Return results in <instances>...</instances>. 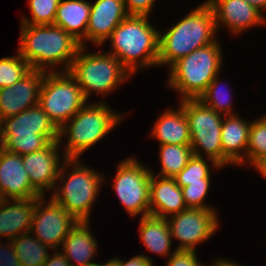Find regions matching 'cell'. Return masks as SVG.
<instances>
[{
    "label": "cell",
    "mask_w": 266,
    "mask_h": 266,
    "mask_svg": "<svg viewBox=\"0 0 266 266\" xmlns=\"http://www.w3.org/2000/svg\"><path fill=\"white\" fill-rule=\"evenodd\" d=\"M21 26L18 53L29 63L31 69L48 72L45 68L62 63L65 66L62 72L70 70L82 47L78 40L56 25Z\"/></svg>",
    "instance_id": "cell-1"
},
{
    "label": "cell",
    "mask_w": 266,
    "mask_h": 266,
    "mask_svg": "<svg viewBox=\"0 0 266 266\" xmlns=\"http://www.w3.org/2000/svg\"><path fill=\"white\" fill-rule=\"evenodd\" d=\"M216 31L212 8L208 3H202L167 33H159L158 65L171 66L194 50L215 42Z\"/></svg>",
    "instance_id": "cell-2"
},
{
    "label": "cell",
    "mask_w": 266,
    "mask_h": 266,
    "mask_svg": "<svg viewBox=\"0 0 266 266\" xmlns=\"http://www.w3.org/2000/svg\"><path fill=\"white\" fill-rule=\"evenodd\" d=\"M148 16L128 15L111 33L112 49L109 52L130 72L138 66L158 65L159 31L149 22ZM141 59L140 62H137ZM140 63V64H139Z\"/></svg>",
    "instance_id": "cell-3"
},
{
    "label": "cell",
    "mask_w": 266,
    "mask_h": 266,
    "mask_svg": "<svg viewBox=\"0 0 266 266\" xmlns=\"http://www.w3.org/2000/svg\"><path fill=\"white\" fill-rule=\"evenodd\" d=\"M59 141V129L39 105L1 120L0 146L26 155Z\"/></svg>",
    "instance_id": "cell-4"
},
{
    "label": "cell",
    "mask_w": 266,
    "mask_h": 266,
    "mask_svg": "<svg viewBox=\"0 0 266 266\" xmlns=\"http://www.w3.org/2000/svg\"><path fill=\"white\" fill-rule=\"evenodd\" d=\"M217 40L198 48L170 66L169 86L183 99H198L220 72L222 56Z\"/></svg>",
    "instance_id": "cell-5"
},
{
    "label": "cell",
    "mask_w": 266,
    "mask_h": 266,
    "mask_svg": "<svg viewBox=\"0 0 266 266\" xmlns=\"http://www.w3.org/2000/svg\"><path fill=\"white\" fill-rule=\"evenodd\" d=\"M122 117L102 103L84 105L59 129V142L68 134V145L64 159H77L81 154L100 141L121 121ZM67 125V126H66Z\"/></svg>",
    "instance_id": "cell-6"
},
{
    "label": "cell",
    "mask_w": 266,
    "mask_h": 266,
    "mask_svg": "<svg viewBox=\"0 0 266 266\" xmlns=\"http://www.w3.org/2000/svg\"><path fill=\"white\" fill-rule=\"evenodd\" d=\"M85 48L79 49L68 72L76 79L86 100L91 91L108 94L130 76V72L112 54H84Z\"/></svg>",
    "instance_id": "cell-7"
},
{
    "label": "cell",
    "mask_w": 266,
    "mask_h": 266,
    "mask_svg": "<svg viewBox=\"0 0 266 266\" xmlns=\"http://www.w3.org/2000/svg\"><path fill=\"white\" fill-rule=\"evenodd\" d=\"M50 71L45 72L38 105L60 129L86 104V99L69 72Z\"/></svg>",
    "instance_id": "cell-8"
},
{
    "label": "cell",
    "mask_w": 266,
    "mask_h": 266,
    "mask_svg": "<svg viewBox=\"0 0 266 266\" xmlns=\"http://www.w3.org/2000/svg\"><path fill=\"white\" fill-rule=\"evenodd\" d=\"M180 103L188 120L193 155L203 157L199 153L202 149L206 152L207 159L214 165L213 167H223L222 115L198 99H183Z\"/></svg>",
    "instance_id": "cell-9"
},
{
    "label": "cell",
    "mask_w": 266,
    "mask_h": 266,
    "mask_svg": "<svg viewBox=\"0 0 266 266\" xmlns=\"http://www.w3.org/2000/svg\"><path fill=\"white\" fill-rule=\"evenodd\" d=\"M77 160L69 159V165H74L73 171L64 186L56 189L51 198L78 221H88L91 205L98 195L103 178Z\"/></svg>",
    "instance_id": "cell-10"
},
{
    "label": "cell",
    "mask_w": 266,
    "mask_h": 266,
    "mask_svg": "<svg viewBox=\"0 0 266 266\" xmlns=\"http://www.w3.org/2000/svg\"><path fill=\"white\" fill-rule=\"evenodd\" d=\"M152 171L134 158L121 161L118 165L113 188L122 205L131 216L143 212L150 215V178Z\"/></svg>",
    "instance_id": "cell-11"
},
{
    "label": "cell",
    "mask_w": 266,
    "mask_h": 266,
    "mask_svg": "<svg viewBox=\"0 0 266 266\" xmlns=\"http://www.w3.org/2000/svg\"><path fill=\"white\" fill-rule=\"evenodd\" d=\"M213 209L187 208L167 219L171 237L181 241L176 250H195L198 243L208 240L218 228Z\"/></svg>",
    "instance_id": "cell-12"
},
{
    "label": "cell",
    "mask_w": 266,
    "mask_h": 266,
    "mask_svg": "<svg viewBox=\"0 0 266 266\" xmlns=\"http://www.w3.org/2000/svg\"><path fill=\"white\" fill-rule=\"evenodd\" d=\"M43 198H36L30 233L56 251L78 220L52 198L47 205Z\"/></svg>",
    "instance_id": "cell-13"
},
{
    "label": "cell",
    "mask_w": 266,
    "mask_h": 266,
    "mask_svg": "<svg viewBox=\"0 0 266 266\" xmlns=\"http://www.w3.org/2000/svg\"><path fill=\"white\" fill-rule=\"evenodd\" d=\"M60 142H52L47 148L40 151L22 155L23 166L29 175L32 188L40 195L44 196V189L55 190L57 179L64 181L65 166L68 167L69 159H65L64 166H60L58 148ZM63 167V169H62Z\"/></svg>",
    "instance_id": "cell-14"
},
{
    "label": "cell",
    "mask_w": 266,
    "mask_h": 266,
    "mask_svg": "<svg viewBox=\"0 0 266 266\" xmlns=\"http://www.w3.org/2000/svg\"><path fill=\"white\" fill-rule=\"evenodd\" d=\"M44 71L32 69L20 81L0 88V119L17 115L38 105Z\"/></svg>",
    "instance_id": "cell-15"
},
{
    "label": "cell",
    "mask_w": 266,
    "mask_h": 266,
    "mask_svg": "<svg viewBox=\"0 0 266 266\" xmlns=\"http://www.w3.org/2000/svg\"><path fill=\"white\" fill-rule=\"evenodd\" d=\"M0 196L3 200L39 198L23 166L22 155L0 146ZM9 197V198H8Z\"/></svg>",
    "instance_id": "cell-16"
},
{
    "label": "cell",
    "mask_w": 266,
    "mask_h": 266,
    "mask_svg": "<svg viewBox=\"0 0 266 266\" xmlns=\"http://www.w3.org/2000/svg\"><path fill=\"white\" fill-rule=\"evenodd\" d=\"M127 16L124 0H97L91 3L86 40L101 45Z\"/></svg>",
    "instance_id": "cell-17"
},
{
    "label": "cell",
    "mask_w": 266,
    "mask_h": 266,
    "mask_svg": "<svg viewBox=\"0 0 266 266\" xmlns=\"http://www.w3.org/2000/svg\"><path fill=\"white\" fill-rule=\"evenodd\" d=\"M216 28L223 23L237 34L254 25L266 23L261 12L245 0H208Z\"/></svg>",
    "instance_id": "cell-18"
},
{
    "label": "cell",
    "mask_w": 266,
    "mask_h": 266,
    "mask_svg": "<svg viewBox=\"0 0 266 266\" xmlns=\"http://www.w3.org/2000/svg\"><path fill=\"white\" fill-rule=\"evenodd\" d=\"M154 176L150 178V215L168 218L187 209L182 189L174 178Z\"/></svg>",
    "instance_id": "cell-19"
},
{
    "label": "cell",
    "mask_w": 266,
    "mask_h": 266,
    "mask_svg": "<svg viewBox=\"0 0 266 266\" xmlns=\"http://www.w3.org/2000/svg\"><path fill=\"white\" fill-rule=\"evenodd\" d=\"M12 201L15 202L13 205L9 203ZM12 201L0 200V236H7L8 241L30 233L36 198Z\"/></svg>",
    "instance_id": "cell-20"
},
{
    "label": "cell",
    "mask_w": 266,
    "mask_h": 266,
    "mask_svg": "<svg viewBox=\"0 0 266 266\" xmlns=\"http://www.w3.org/2000/svg\"><path fill=\"white\" fill-rule=\"evenodd\" d=\"M251 123L245 122L237 115H226L221 125V146L223 151V165L234 163L242 165L246 157L249 129ZM245 150V154L240 151ZM245 155V156H244Z\"/></svg>",
    "instance_id": "cell-21"
},
{
    "label": "cell",
    "mask_w": 266,
    "mask_h": 266,
    "mask_svg": "<svg viewBox=\"0 0 266 266\" xmlns=\"http://www.w3.org/2000/svg\"><path fill=\"white\" fill-rule=\"evenodd\" d=\"M90 8L91 3L83 0H60L53 25L61 27L85 46L83 40L86 41Z\"/></svg>",
    "instance_id": "cell-22"
},
{
    "label": "cell",
    "mask_w": 266,
    "mask_h": 266,
    "mask_svg": "<svg viewBox=\"0 0 266 266\" xmlns=\"http://www.w3.org/2000/svg\"><path fill=\"white\" fill-rule=\"evenodd\" d=\"M88 225V221H78L62 242L63 255L70 262L71 266H90L96 264L91 262L90 259L98 247H96V240L89 231Z\"/></svg>",
    "instance_id": "cell-23"
},
{
    "label": "cell",
    "mask_w": 266,
    "mask_h": 266,
    "mask_svg": "<svg viewBox=\"0 0 266 266\" xmlns=\"http://www.w3.org/2000/svg\"><path fill=\"white\" fill-rule=\"evenodd\" d=\"M152 135L163 144L191 145L188 120L182 106L167 110L154 124Z\"/></svg>",
    "instance_id": "cell-24"
},
{
    "label": "cell",
    "mask_w": 266,
    "mask_h": 266,
    "mask_svg": "<svg viewBox=\"0 0 266 266\" xmlns=\"http://www.w3.org/2000/svg\"><path fill=\"white\" fill-rule=\"evenodd\" d=\"M140 219V238L147 249L158 255L167 256L172 244L167 218L148 215Z\"/></svg>",
    "instance_id": "cell-25"
},
{
    "label": "cell",
    "mask_w": 266,
    "mask_h": 266,
    "mask_svg": "<svg viewBox=\"0 0 266 266\" xmlns=\"http://www.w3.org/2000/svg\"><path fill=\"white\" fill-rule=\"evenodd\" d=\"M30 233L21 234L11 242L22 266H43L49 258L48 250L51 247L43 244L37 238L29 236Z\"/></svg>",
    "instance_id": "cell-26"
},
{
    "label": "cell",
    "mask_w": 266,
    "mask_h": 266,
    "mask_svg": "<svg viewBox=\"0 0 266 266\" xmlns=\"http://www.w3.org/2000/svg\"><path fill=\"white\" fill-rule=\"evenodd\" d=\"M160 163L162 166L159 177L174 178L193 156L190 145H160Z\"/></svg>",
    "instance_id": "cell-27"
},
{
    "label": "cell",
    "mask_w": 266,
    "mask_h": 266,
    "mask_svg": "<svg viewBox=\"0 0 266 266\" xmlns=\"http://www.w3.org/2000/svg\"><path fill=\"white\" fill-rule=\"evenodd\" d=\"M266 158V117L251 122L245 160L255 166Z\"/></svg>",
    "instance_id": "cell-28"
},
{
    "label": "cell",
    "mask_w": 266,
    "mask_h": 266,
    "mask_svg": "<svg viewBox=\"0 0 266 266\" xmlns=\"http://www.w3.org/2000/svg\"><path fill=\"white\" fill-rule=\"evenodd\" d=\"M29 63L18 53L17 56L0 59V88L11 86L31 71Z\"/></svg>",
    "instance_id": "cell-29"
},
{
    "label": "cell",
    "mask_w": 266,
    "mask_h": 266,
    "mask_svg": "<svg viewBox=\"0 0 266 266\" xmlns=\"http://www.w3.org/2000/svg\"><path fill=\"white\" fill-rule=\"evenodd\" d=\"M60 0H29L32 19L23 17L21 24L53 25Z\"/></svg>",
    "instance_id": "cell-30"
},
{
    "label": "cell",
    "mask_w": 266,
    "mask_h": 266,
    "mask_svg": "<svg viewBox=\"0 0 266 266\" xmlns=\"http://www.w3.org/2000/svg\"><path fill=\"white\" fill-rule=\"evenodd\" d=\"M174 179L181 188L190 183L202 182V179H210L209 166L203 157L193 155Z\"/></svg>",
    "instance_id": "cell-31"
},
{
    "label": "cell",
    "mask_w": 266,
    "mask_h": 266,
    "mask_svg": "<svg viewBox=\"0 0 266 266\" xmlns=\"http://www.w3.org/2000/svg\"><path fill=\"white\" fill-rule=\"evenodd\" d=\"M218 82L216 75L206 90L199 96L198 100L217 113L220 112L222 114L221 111H223L226 115H232L231 103H229L230 97L226 91H221Z\"/></svg>",
    "instance_id": "cell-32"
},
{
    "label": "cell",
    "mask_w": 266,
    "mask_h": 266,
    "mask_svg": "<svg viewBox=\"0 0 266 266\" xmlns=\"http://www.w3.org/2000/svg\"><path fill=\"white\" fill-rule=\"evenodd\" d=\"M209 186L210 179H202V182L190 183L188 186L182 187L183 198L187 208L213 209L203 203Z\"/></svg>",
    "instance_id": "cell-33"
},
{
    "label": "cell",
    "mask_w": 266,
    "mask_h": 266,
    "mask_svg": "<svg viewBox=\"0 0 266 266\" xmlns=\"http://www.w3.org/2000/svg\"><path fill=\"white\" fill-rule=\"evenodd\" d=\"M199 264L195 250H175L169 256L166 266H201Z\"/></svg>",
    "instance_id": "cell-34"
},
{
    "label": "cell",
    "mask_w": 266,
    "mask_h": 266,
    "mask_svg": "<svg viewBox=\"0 0 266 266\" xmlns=\"http://www.w3.org/2000/svg\"><path fill=\"white\" fill-rule=\"evenodd\" d=\"M154 0H124V6L128 15L148 16Z\"/></svg>",
    "instance_id": "cell-35"
},
{
    "label": "cell",
    "mask_w": 266,
    "mask_h": 266,
    "mask_svg": "<svg viewBox=\"0 0 266 266\" xmlns=\"http://www.w3.org/2000/svg\"><path fill=\"white\" fill-rule=\"evenodd\" d=\"M8 248H1L2 244L0 243V266H22L18 256L15 254L12 242H7Z\"/></svg>",
    "instance_id": "cell-36"
},
{
    "label": "cell",
    "mask_w": 266,
    "mask_h": 266,
    "mask_svg": "<svg viewBox=\"0 0 266 266\" xmlns=\"http://www.w3.org/2000/svg\"><path fill=\"white\" fill-rule=\"evenodd\" d=\"M114 266H152V261L145 255H136L129 261H122L119 258L109 260Z\"/></svg>",
    "instance_id": "cell-37"
},
{
    "label": "cell",
    "mask_w": 266,
    "mask_h": 266,
    "mask_svg": "<svg viewBox=\"0 0 266 266\" xmlns=\"http://www.w3.org/2000/svg\"><path fill=\"white\" fill-rule=\"evenodd\" d=\"M50 257L51 256L45 261L43 266H71L67 258L59 251H56L53 256Z\"/></svg>",
    "instance_id": "cell-38"
},
{
    "label": "cell",
    "mask_w": 266,
    "mask_h": 266,
    "mask_svg": "<svg viewBox=\"0 0 266 266\" xmlns=\"http://www.w3.org/2000/svg\"><path fill=\"white\" fill-rule=\"evenodd\" d=\"M252 6L256 7L259 11L266 8V0H245Z\"/></svg>",
    "instance_id": "cell-39"
},
{
    "label": "cell",
    "mask_w": 266,
    "mask_h": 266,
    "mask_svg": "<svg viewBox=\"0 0 266 266\" xmlns=\"http://www.w3.org/2000/svg\"><path fill=\"white\" fill-rule=\"evenodd\" d=\"M257 170H259V172L261 173V175L266 179V158L261 160L258 164H256L254 166Z\"/></svg>",
    "instance_id": "cell-40"
},
{
    "label": "cell",
    "mask_w": 266,
    "mask_h": 266,
    "mask_svg": "<svg viewBox=\"0 0 266 266\" xmlns=\"http://www.w3.org/2000/svg\"><path fill=\"white\" fill-rule=\"evenodd\" d=\"M219 266H240V264H236V263H233L229 260H225V259H219Z\"/></svg>",
    "instance_id": "cell-41"
},
{
    "label": "cell",
    "mask_w": 266,
    "mask_h": 266,
    "mask_svg": "<svg viewBox=\"0 0 266 266\" xmlns=\"http://www.w3.org/2000/svg\"><path fill=\"white\" fill-rule=\"evenodd\" d=\"M201 266H205V265H201ZM207 266H219V259L215 262V264H213V265H207Z\"/></svg>",
    "instance_id": "cell-42"
},
{
    "label": "cell",
    "mask_w": 266,
    "mask_h": 266,
    "mask_svg": "<svg viewBox=\"0 0 266 266\" xmlns=\"http://www.w3.org/2000/svg\"><path fill=\"white\" fill-rule=\"evenodd\" d=\"M104 266H114L110 261L104 263Z\"/></svg>",
    "instance_id": "cell-43"
},
{
    "label": "cell",
    "mask_w": 266,
    "mask_h": 266,
    "mask_svg": "<svg viewBox=\"0 0 266 266\" xmlns=\"http://www.w3.org/2000/svg\"><path fill=\"white\" fill-rule=\"evenodd\" d=\"M90 266H104V264L96 263V264H93V265H90Z\"/></svg>",
    "instance_id": "cell-44"
}]
</instances>
